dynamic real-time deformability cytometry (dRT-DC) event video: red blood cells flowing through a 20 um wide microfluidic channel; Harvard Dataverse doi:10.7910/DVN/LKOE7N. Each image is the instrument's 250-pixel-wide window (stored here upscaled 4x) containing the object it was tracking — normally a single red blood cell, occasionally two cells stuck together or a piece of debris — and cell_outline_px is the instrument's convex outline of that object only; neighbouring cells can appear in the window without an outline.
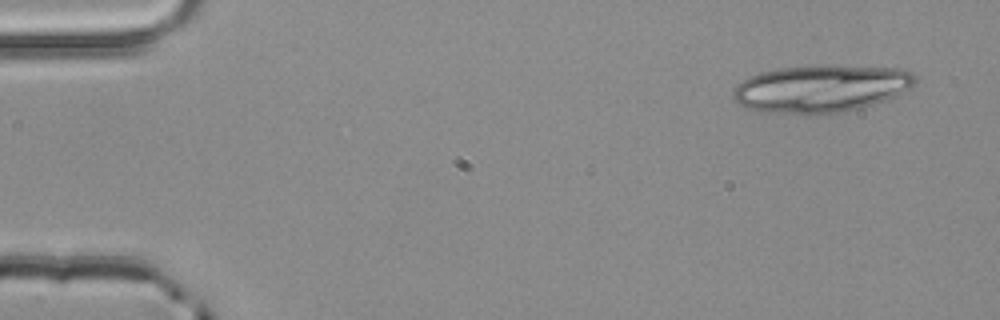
{"species": "common noctule bat (a hibernating species)", "species_latin": "Nyctalus noctula", "temperature_condition": "room temperature", "stored_images_in_passage": 5, "segment_of_instrument_passage": [1, 2], "camera_frame_rate_fps": 3000, "um_per_image_px": 0.085, "animal": {"sex": "male", "body_mass_g": 20.4}, "frame": {"image": 1, "passage_image": 1, "time_ms": 0.0, "image_size_px": [1000, 320], "cell_outline_px": [[916, 84], [912, 88], [896, 96], [876, 104], [860, 108], [816, 116], [812, 116], [760, 112], [740, 104], [732, 96], [732, 88], [748, 76], [760, 72], [780, 68], [900, 68], [912, 72], [916, 76]], "centroid_in_image_um": [69.77, 7.6], "position_along_channel_um": 15.2, "area_um2": 49.82}}